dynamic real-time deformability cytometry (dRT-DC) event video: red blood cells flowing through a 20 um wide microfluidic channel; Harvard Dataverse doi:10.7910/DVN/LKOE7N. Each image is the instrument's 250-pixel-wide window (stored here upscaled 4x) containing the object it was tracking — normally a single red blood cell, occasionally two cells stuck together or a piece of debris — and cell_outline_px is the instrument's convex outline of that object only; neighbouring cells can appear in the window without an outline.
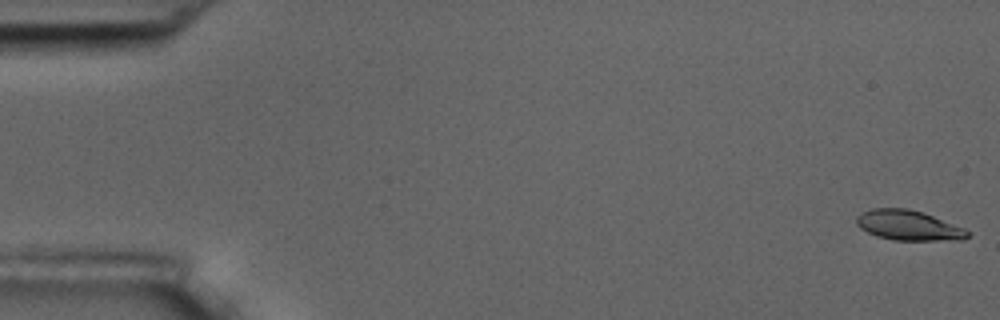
{"species": "common noctule bat (a hibernating species)", "species_latin": "Nyctalus noctula", "temperature_condition": "room temperature", "stored_images_in_passage": 8, "camera_frame_rate_fps": 3000, "um_per_image_px": 0.085, "animal": {"sex": "male", "body_mass_g": 17.5, "forearm_length_mm": 52.3}, "frame": {"image": 1, "passage_image": 1, "time_ms": 0.0, "image_size_px": [1000, 320], "cell_outline_px": [[968, 236], [964, 240], [892, 240], [876, 236], [860, 228], [856, 224], [856, 216], [860, 212], [872, 208], [908, 208], [932, 216], [964, 228], [968, 232]], "centroid_in_image_um": [77.16, 19.16], "position_along_channel_um": 7.8, "area_um2": 19.36}}
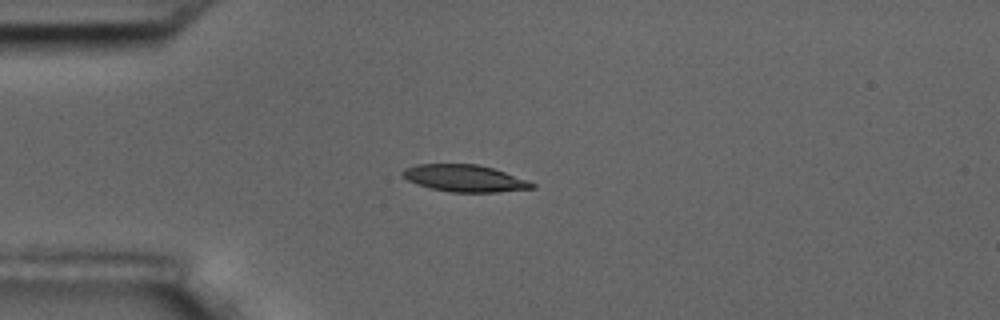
{"frame": {"image": 2, "passage_image": 5, "time_ms": 4.667, "image_size_px": [1000, 320], "cell_outline_px": [[536, 188], [496, 192], [448, 192], [432, 188], [408, 180], [400, 172], [404, 168], [416, 164], [476, 164], [492, 168], [504, 172], [536, 184]], "centroid_in_image_um": [39.48, 15.15], "position_along_channel_um": 45.5, "area_um2": 20.06}}